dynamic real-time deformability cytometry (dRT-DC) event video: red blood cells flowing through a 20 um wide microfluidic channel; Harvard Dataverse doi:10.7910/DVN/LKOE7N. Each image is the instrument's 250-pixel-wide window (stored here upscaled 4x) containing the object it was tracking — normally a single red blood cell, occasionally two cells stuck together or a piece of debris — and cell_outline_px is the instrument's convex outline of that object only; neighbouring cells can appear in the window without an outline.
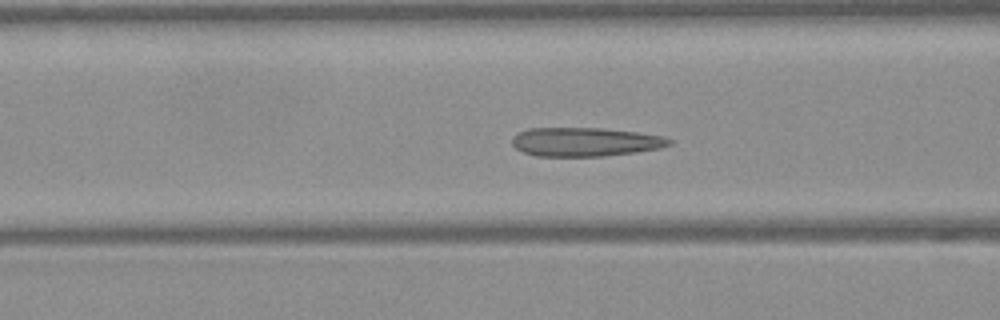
{"species": "Egyptian fruit bat (a non-hibernating species)", "species_latin": "Rousettus aegyptiacus", "temperature_condition": "warm", "stored_images_in_passage": 49, "camera_frame_rate_fps": 3000, "um_per_image_px": 0.085, "frame": {"image": 1, "passage_image": 19, "time_ms": 6.0, "image_size_px": [1000, 320], "cell_outline_px": [[672, 144], [660, 148], [636, 152], [604, 156], [536, 156], [524, 152], [516, 148], [512, 144], [512, 136], [516, 132], [528, 128], [600, 128], [636, 132], [664, 136], [672, 140]], "centroid_in_image_um": [49.72, 12.06], "position_along_channel_um": 116.9, "area_um2": 26.53}}
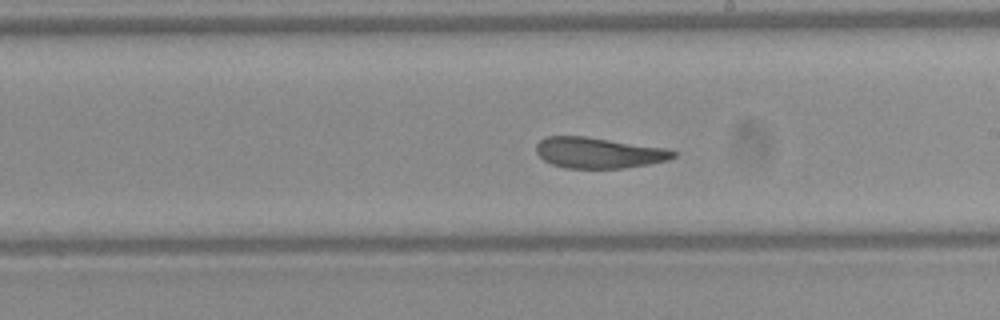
{"frame": {"image": 2, "passage_image": 28, "time_ms": 9.0, "image_size_px": [1000, 320], "cell_outline_px": [[676, 156], [668, 160], [648, 164], [624, 168], [564, 168], [552, 164], [544, 160], [536, 152], [536, 144], [540, 140], [548, 136], [584, 136], [668, 148], [676, 152]], "centroid_in_image_um": [50.89, 12.98], "position_along_channel_um": 238.1, "area_um2": 24.62}}
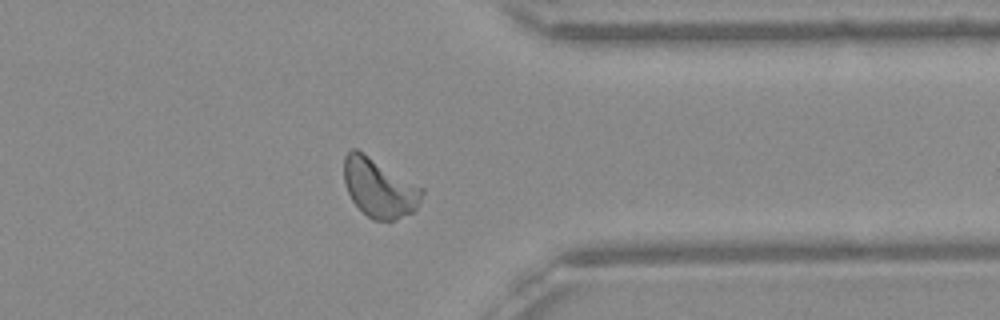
{"frame": {"image": 3, "passage_image": 39, "time_ms": 12.667, "image_size_px": [1000, 320], "cell_outline_px": [[424, 192], [416, 208], [412, 212], [396, 220], [372, 220], [352, 200], [348, 192], [344, 180], [344, 156], [352, 148], [356, 148], [424, 188]], "centroid_in_image_um": [32.24, 15.96], "position_along_channel_um": 379.2, "area_um2": 26.53}, "authors_computed_cell_mechanics": {"area_um2": 26.5302, "velocity_mm_per_s": 4.0386, "shape_relaxation_time_tau1_ms": null, "shape_relaxation_time_tau2_ms": 1.5614, "deformation_change_tau1": null, "deformation_change_tau2": 0.0861}}